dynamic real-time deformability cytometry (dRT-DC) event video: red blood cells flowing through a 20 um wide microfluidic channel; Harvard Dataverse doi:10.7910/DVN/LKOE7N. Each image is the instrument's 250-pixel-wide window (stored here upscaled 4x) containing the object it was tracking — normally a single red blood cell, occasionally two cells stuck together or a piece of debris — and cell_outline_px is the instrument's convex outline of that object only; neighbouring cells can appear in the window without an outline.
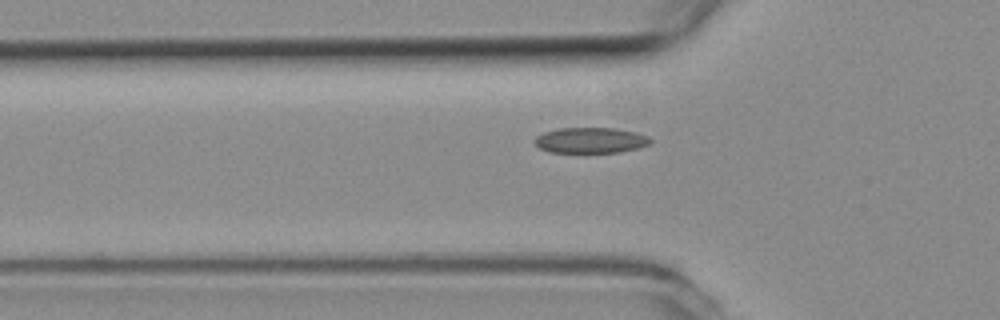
{"species": "common noctule bat (a hibernating species)", "species_latin": "Nyctalus noctula", "temperature_condition": "room temperature", "stored_images_in_passage": 35, "camera_frame_rate_fps": 3000, "um_per_image_px": 0.085, "animal": {"sex": "female", "body_mass_g": 19.3, "forearm_length_mm": 54.1}, "frame": {"image": 1, "passage_image": 4, "time_ms": 1.0, "image_size_px": [1000, 320], "cell_outline_px": [[652, 140], [648, 144], [640, 148], [620, 152], [548, 152], [540, 148], [532, 140], [536, 136], [544, 132], [556, 128], [616, 128], [636, 132], [648, 136]], "centroid_in_image_um": [50.19, 11.92], "position_along_channel_um": 75.6, "area_um2": 17.4}}
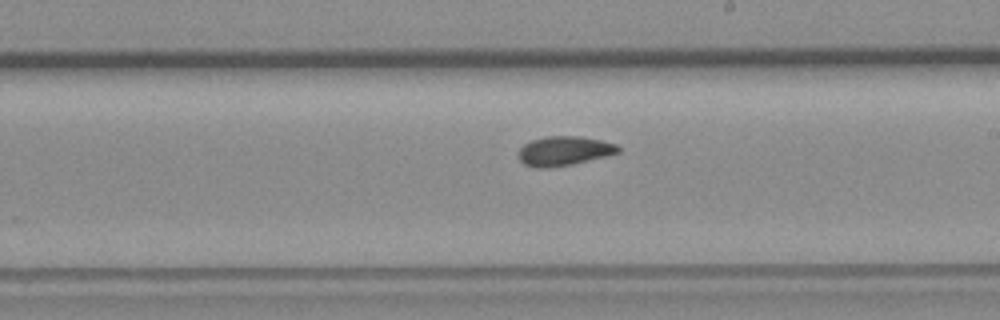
{"frame": {"image": 2, "passage_image": 17, "time_ms": 5.333, "image_size_px": [1000, 320], "cell_outline_px": [[620, 152], [572, 164], [548, 168], [536, 168], [524, 164], [516, 156], [520, 148], [524, 144], [532, 140], [544, 136], [580, 136], [600, 140], [616, 144], [620, 148]], "centroid_in_image_um": [47.9, 12.83], "position_along_channel_um": 241.1, "area_um2": 17.05}}
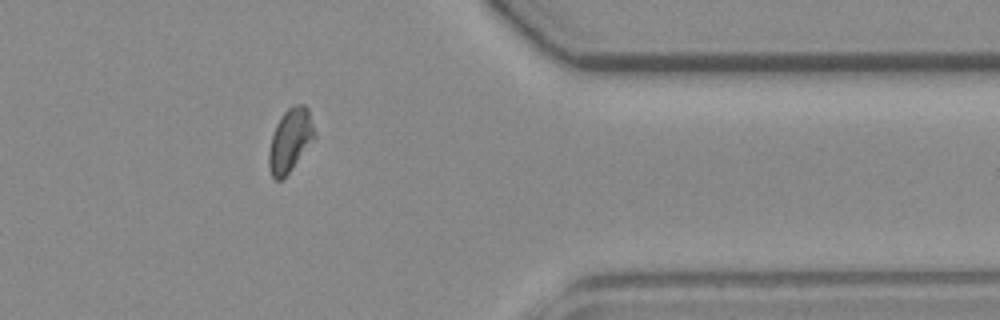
{"frame": {"image": 3, "passage_image": 30, "time_ms": 9.667, "image_size_px": [1000, 320], "cell_outline_px": [[316, 140], [292, 168], [280, 180], [276, 180], [272, 176], [268, 168], [268, 152], [272, 136], [276, 124], [284, 112], [292, 104], [304, 104], [308, 108], [316, 136]], "centroid_in_image_um": [24.68, 11.91], "position_along_channel_um": 386.7, "area_um2": 16.99}, "authors_computed_cell_mechanics": {"area_um2": 16.8198, "velocity_mm_per_s": 3.8073, "shape_relaxation_time_tau1_ms": 7.3647, "shape_relaxation_time_tau2_ms": 2.2143, "deformation_change_tau1": 0.1352, "deformation_change_tau2": 0.0696}}